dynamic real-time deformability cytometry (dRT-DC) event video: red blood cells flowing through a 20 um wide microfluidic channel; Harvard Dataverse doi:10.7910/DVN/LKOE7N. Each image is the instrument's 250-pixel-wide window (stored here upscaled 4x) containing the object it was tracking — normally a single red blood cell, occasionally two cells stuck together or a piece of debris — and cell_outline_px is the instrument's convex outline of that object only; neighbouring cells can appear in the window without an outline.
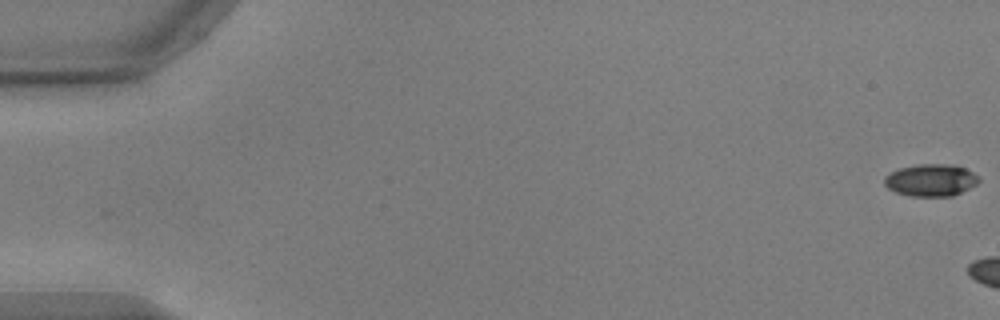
{"species": "common noctule bat (a hibernating species)", "species_latin": "Nyctalus noctula", "temperature_condition": "warm", "stored_images_in_passage": 6, "camera_frame_rate_fps": 3000, "um_per_image_px": 0.085, "animal": {"sex": "male", "body_mass_g": 17.9, "forearm_length_mm": 54.2}, "frame": {"image": 1, "passage_image": 1, "time_ms": 0.0, "image_size_px": [1000, 320], "cell_outline_px": [[980, 180], [976, 184], [952, 196], [908, 196], [896, 192], [888, 188], [884, 184], [884, 176], [900, 168], [920, 164], [944, 164], [964, 168], [972, 172]], "centroid_in_image_um": [79.08, 15.32], "position_along_channel_um": 5.9, "area_um2": 17.4}}